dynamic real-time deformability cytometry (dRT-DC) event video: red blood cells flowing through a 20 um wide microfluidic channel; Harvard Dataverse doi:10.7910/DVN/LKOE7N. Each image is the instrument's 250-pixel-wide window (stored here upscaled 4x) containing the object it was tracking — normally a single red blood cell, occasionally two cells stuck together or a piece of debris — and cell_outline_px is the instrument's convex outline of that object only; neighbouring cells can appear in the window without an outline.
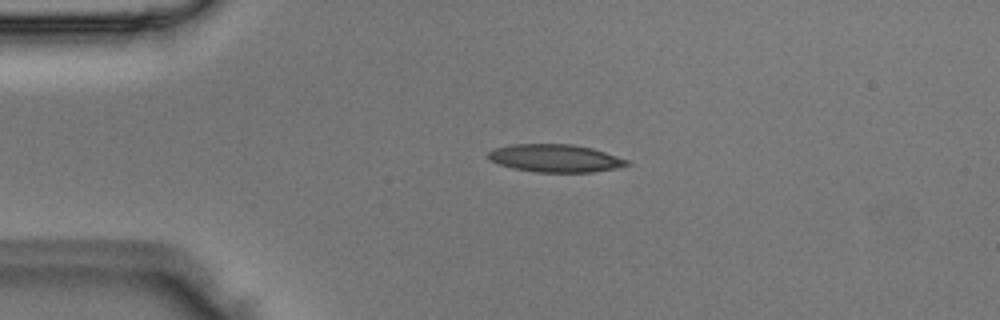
{"species": "Egyptian fruit bat (a non-hibernating species)", "species_latin": "Rousettus aegyptiacus", "temperature_condition": "room temperature", "stored_images_in_passage": 4, "camera_frame_rate_fps": 3000, "um_per_image_px": 0.085, "animal": {"sex": "male"}, "frame": {"image": 1, "passage_image": 1, "time_ms": 0.0, "image_size_px": [1000, 320], "cell_outline_px": [[632, 164], [616, 168], [592, 172], [536, 172], [512, 168], [500, 164], [492, 160], [488, 156], [488, 152], [496, 148], [512, 144], [572, 144], [592, 148], [628, 160]], "centroid_in_image_um": [47.22, 13.45], "position_along_channel_um": 37.8, "area_um2": 22.25}}
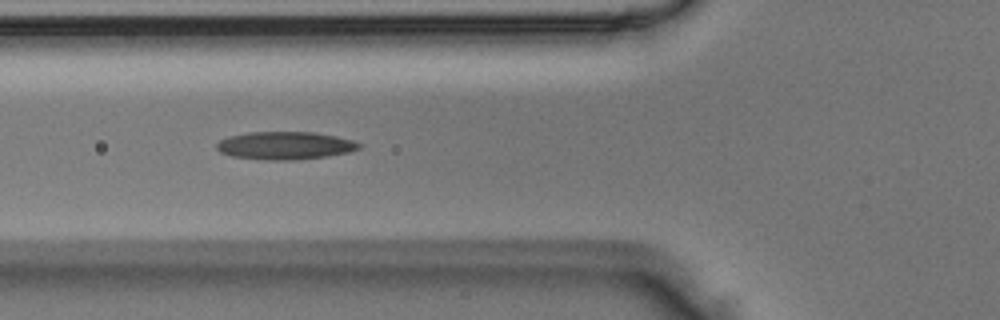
{"frame": {"image": 2, "passage_image": 3, "time_ms": 0.667, "image_size_px": [1000, 320], "cell_outline_px": [[364, 144], [360, 148], [348, 152], [328, 156], [292, 160], [268, 160], [232, 156], [220, 152], [216, 148], [216, 144], [220, 140], [228, 136], [248, 132], [316, 132], [336, 136], [352, 140]], "centroid_in_image_um": [24.24, 12.36], "position_along_channel_um": 101.6, "area_um2": 23.18}}